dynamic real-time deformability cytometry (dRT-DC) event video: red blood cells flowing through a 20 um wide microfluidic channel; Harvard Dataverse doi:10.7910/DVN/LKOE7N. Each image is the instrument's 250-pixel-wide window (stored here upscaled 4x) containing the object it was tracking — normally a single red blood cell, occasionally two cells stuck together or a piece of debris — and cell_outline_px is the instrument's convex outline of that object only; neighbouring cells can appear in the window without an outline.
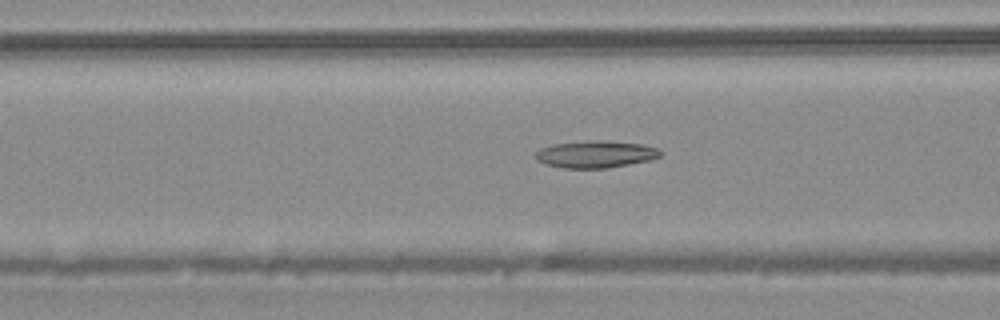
{"species": "common noctule bat (a hibernating species)", "species_latin": "Nyctalus noctula", "temperature_condition": "warm", "stored_images_in_passage": 41, "camera_frame_rate_fps": 3000, "um_per_image_px": 0.085, "animal": {"sex": "male", "body_mass_g": 20.4}, "frame": {"image": 1, "passage_image": 11, "time_ms": 3.333, "image_size_px": [1000, 320], "cell_outline_px": [[664, 152], [660, 156], [652, 160], [608, 168], [564, 168], [544, 164], [536, 160], [536, 152], [540, 148], [552, 144], [588, 140], [604, 140], [644, 144], [656, 148]], "centroid_in_image_um": [50.64, 13.1], "position_along_channel_um": 116.0, "area_um2": 20.0}}
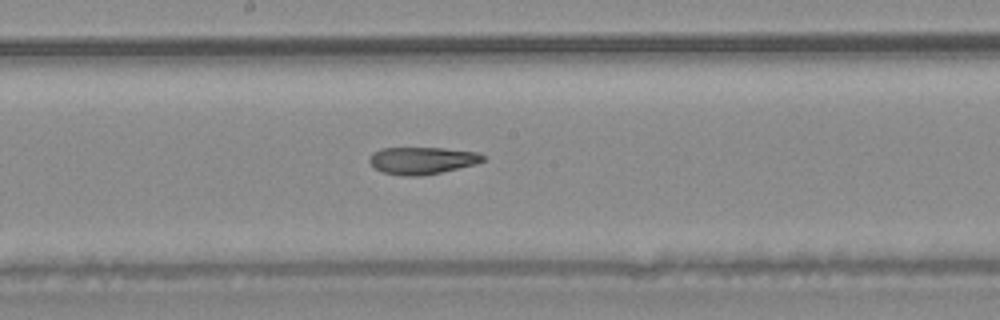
{"frame": {"image": 2, "passage_image": 18, "time_ms": 5.667, "image_size_px": [1000, 320], "cell_outline_px": [[484, 160], [476, 164], [440, 172], [420, 176], [404, 176], [384, 172], [376, 168], [368, 160], [372, 152], [380, 148], [444, 148], [480, 152], [484, 156]], "centroid_in_image_um": [35.89, 13.63], "position_along_channel_um": 212.3, "area_um2": 17.92}}
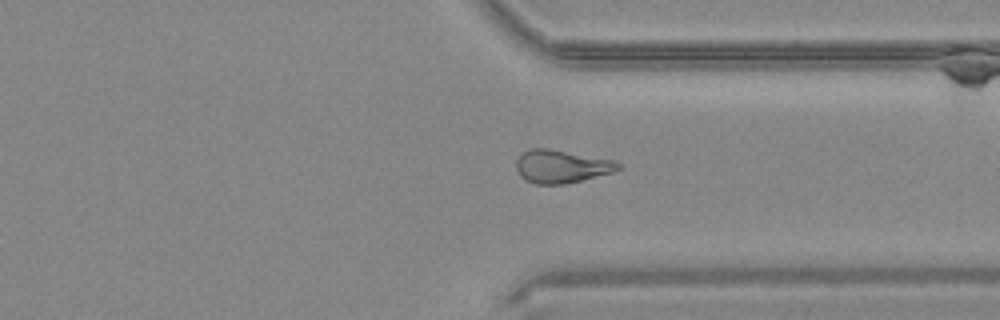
{"frame": {"image": 3, "passage_image": 29, "time_ms": 9.333, "image_size_px": [1000, 320], "cell_outline_px": [[620, 168], [612, 172], [564, 184], [536, 184], [524, 180], [520, 176], [516, 168], [516, 160], [528, 148], [548, 148], [616, 160], [620, 164]], "centroid_in_image_um": [47.69, 14.13], "position_along_channel_um": 363.7, "area_um2": 19.59}, "authors_computed_cell_mechanics": {"area_um2": 19.7098, "velocity_mm_per_s": 4.1307, "shape_relaxation_time_tau1_ms": null, "shape_relaxation_time_tau2_ms": 3.2355, "deformation_change_tau1": null, "deformation_change_tau2": 0.1274}}